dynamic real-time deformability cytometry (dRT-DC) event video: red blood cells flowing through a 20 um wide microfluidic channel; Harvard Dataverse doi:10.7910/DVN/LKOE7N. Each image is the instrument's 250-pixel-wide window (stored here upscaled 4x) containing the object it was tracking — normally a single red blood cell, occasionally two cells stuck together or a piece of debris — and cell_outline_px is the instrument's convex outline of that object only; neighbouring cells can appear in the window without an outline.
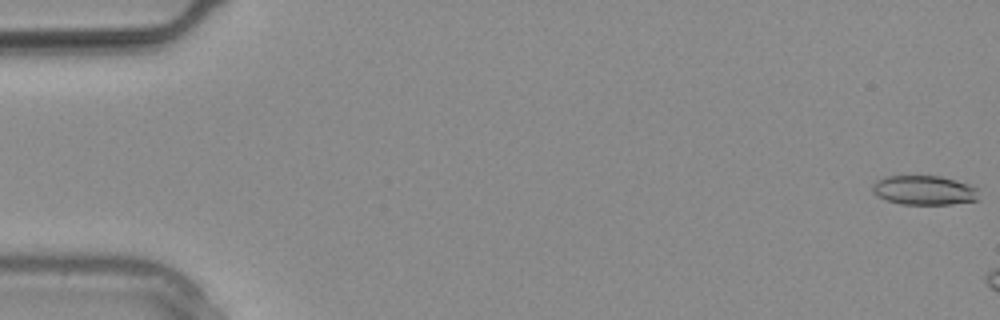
{"species": "common noctule bat (a hibernating species)", "species_latin": "Nyctalus noctula", "temperature_condition": "warm", "stored_images_in_passage": 4, "camera_frame_rate_fps": 3000, "um_per_image_px": 0.085, "animal": {"sex": "male", "body_mass_g": 20.4}, "frame": {"image": 1, "passage_image": 1, "time_ms": 0.0, "image_size_px": [1000, 320], "cell_outline_px": [[980, 200], [952, 204], [900, 204], [876, 196], [872, 192], [872, 184], [876, 180], [888, 176], [940, 176], [956, 180], [968, 184], [976, 188]], "centroid_in_image_um": [78.54, 16.17], "position_along_channel_um": 6.5, "area_um2": 18.26}}